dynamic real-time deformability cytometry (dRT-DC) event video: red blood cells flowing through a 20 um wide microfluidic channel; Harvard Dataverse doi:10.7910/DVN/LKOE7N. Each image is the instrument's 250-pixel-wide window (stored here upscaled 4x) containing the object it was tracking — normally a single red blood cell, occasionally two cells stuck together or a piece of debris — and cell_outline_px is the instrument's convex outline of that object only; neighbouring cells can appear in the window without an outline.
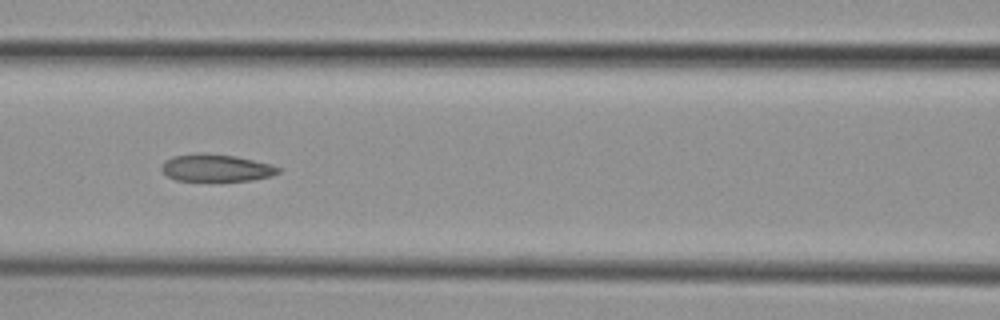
{"species": "common noctule bat (a hibernating species)", "species_latin": "Nyctalus noctula", "temperature_condition": "cold", "stored_images_in_passage": 10, "camera_frame_rate_fps": 3000, "um_per_image_px": 0.085, "animal": {"sex": "female", "body_mass_g": 29.2, "forearm_length_mm": 56.3}, "frame": {"image": 1, "passage_image": 7, "time_ms": 6.667, "image_size_px": [1000, 320], "cell_outline_px": [[280, 172], [272, 176], [252, 180], [176, 180], [168, 176], [160, 168], [164, 160], [172, 156], [200, 152], [236, 156], [272, 164], [280, 168]], "centroid_in_image_um": [18.37, 14.25], "position_along_channel_um": 148.2, "area_um2": 18.55}}
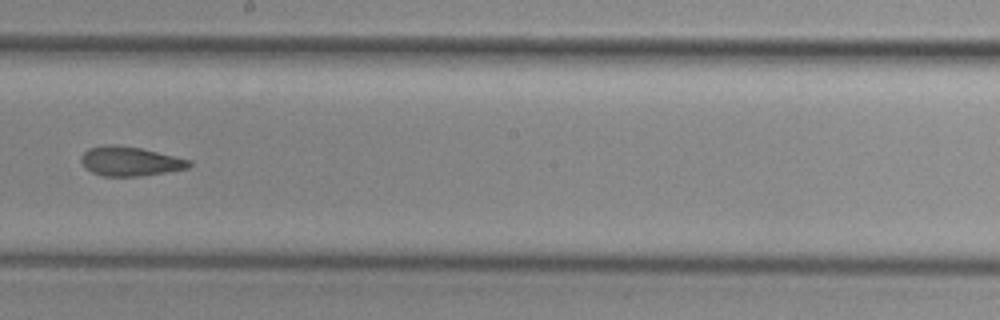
{"frame": {"image": 2, "passage_image": 9, "time_ms": 9.0, "image_size_px": [1000, 320], "cell_outline_px": [[192, 164], [188, 168], [140, 176], [100, 176], [84, 168], [80, 160], [80, 156], [88, 148], [104, 144], [112, 144], [140, 148], [192, 160]], "centroid_in_image_um": [11.01, 13.7], "position_along_channel_um": 237.2, "area_um2": 18.55}}